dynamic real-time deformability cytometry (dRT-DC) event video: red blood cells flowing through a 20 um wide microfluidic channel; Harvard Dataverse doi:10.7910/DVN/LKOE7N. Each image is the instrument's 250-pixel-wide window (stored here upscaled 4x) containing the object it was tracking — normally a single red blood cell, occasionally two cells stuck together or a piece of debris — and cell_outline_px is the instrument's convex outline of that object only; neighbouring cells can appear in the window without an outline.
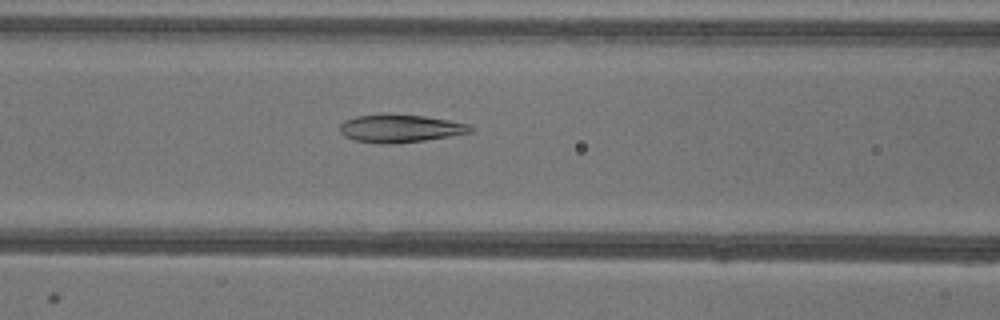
{"species": "common noctule bat (a hibernating species)", "species_latin": "Nyctalus noctula", "temperature_condition": "warm", "stored_images_in_passage": 43, "camera_frame_rate_fps": 3000, "um_per_image_px": 0.085, "animal": {"sex": "female"}, "frame": {"image": 1, "passage_image": 12, "time_ms": 3.667, "image_size_px": [1000, 320], "cell_outline_px": [[472, 132], [424, 140], [388, 144], [380, 144], [356, 140], [344, 136], [340, 132], [340, 124], [356, 116], [384, 112], [388, 112], [424, 116], [448, 120], [468, 124], [472, 128]], "centroid_in_image_um": [33.97, 10.89], "position_along_channel_um": 132.6, "area_um2": 21.33}}
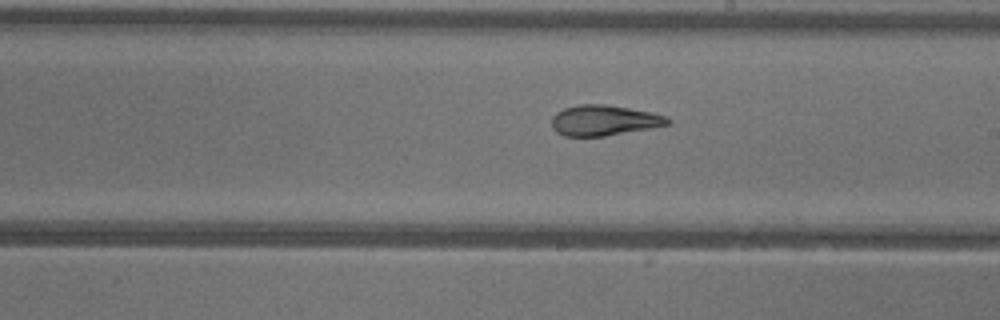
{"frame": {"image": 2, "passage_image": 20, "time_ms": 6.333, "image_size_px": [1000, 320], "cell_outline_px": [[672, 120], [668, 124], [648, 128], [604, 136], [564, 136], [556, 132], [552, 128], [552, 116], [556, 112], [564, 108], [576, 104], [608, 104], [652, 112], [664, 116]], "centroid_in_image_um": [51.29, 10.21], "position_along_channel_um": 237.7, "area_um2": 20.58}}
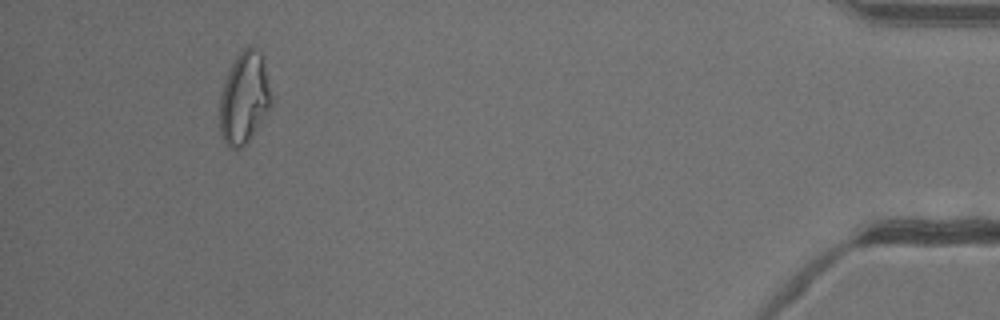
{"frame": {"image": 3, "passage_image": 39, "time_ms": 12.667, "image_size_px": [1000, 320], "cell_outline_px": [[272, 108], [248, 140], [240, 148], [232, 148], [224, 140], [220, 132], [220, 96], [228, 72], [236, 56], [244, 48], [252, 48], [260, 52], [264, 60], [272, 104]], "centroid_in_image_um": [20.77, 8.34], "position_along_channel_um": 414.4, "area_um2": 27.05}, "authors_computed_cell_mechanics": {"area_um2": 22.1952, "velocity_mm_per_s": 3.9429, "shape_relaxation_time_tau1_ms": 9.0078, "shape_relaxation_time_tau2_ms": 1.754, "deformation_change_tau1": 0.2273, "deformation_change_tau2": 0.0704}}